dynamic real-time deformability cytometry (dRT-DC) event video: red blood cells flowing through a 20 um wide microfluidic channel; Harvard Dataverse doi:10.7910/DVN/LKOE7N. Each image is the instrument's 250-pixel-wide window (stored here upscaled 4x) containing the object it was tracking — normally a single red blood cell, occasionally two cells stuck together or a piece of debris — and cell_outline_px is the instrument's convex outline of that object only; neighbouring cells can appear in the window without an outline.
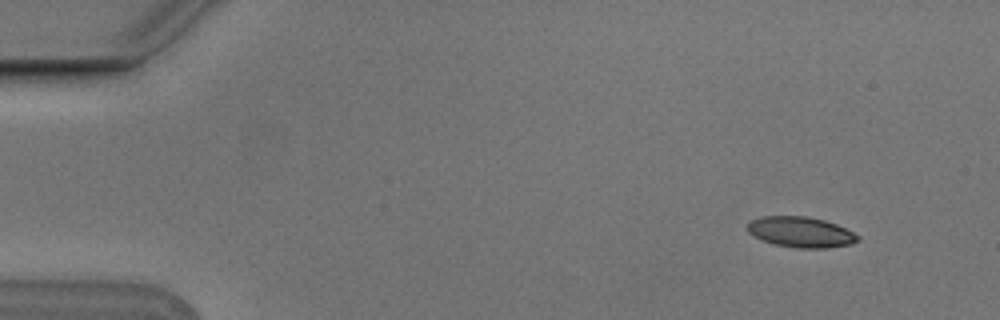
{"species": "Egyptian fruit bat (a non-hibernating species)", "species_latin": "Rousettus aegyptiacus", "temperature_condition": "cold", "stored_images_in_passage": 5, "camera_frame_rate_fps": 3000, "um_per_image_px": 0.085, "animal": {"sex": "male"}, "frame": {"image": 1, "passage_image": 1, "time_ms": 0.0, "image_size_px": [1000, 320], "cell_outline_px": [[860, 240], [852, 244], [824, 248], [796, 248], [776, 244], [764, 240], [748, 232], [748, 224], [752, 220], [760, 216], [808, 216], [824, 220], [836, 224], [860, 236]], "centroid_in_image_um": [68.1, 19.72], "position_along_channel_um": 16.9, "area_um2": 19.48}}
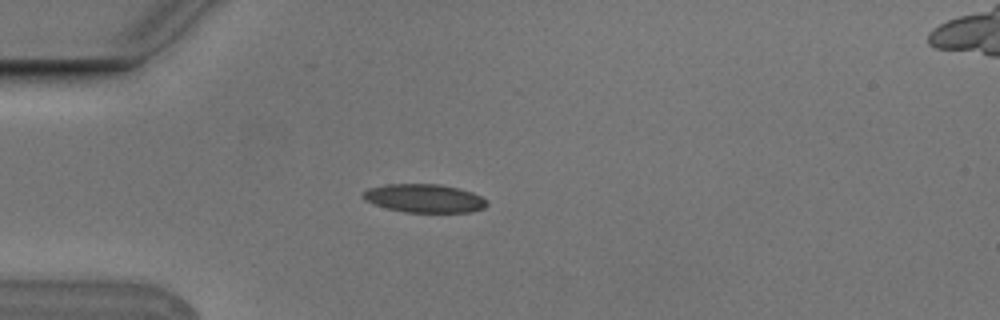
{"frame": {"image": 2, "passage_image": 4, "time_ms": 1.0, "image_size_px": [1000, 320], "cell_outline_px": [[488, 204], [484, 208], [472, 212], [404, 212], [388, 208], [364, 200], [360, 196], [368, 188], [384, 184], [440, 184], [472, 192], [488, 200]], "centroid_in_image_um": [36.07, 16.85], "position_along_channel_um": 48.9, "area_um2": 20.52}}